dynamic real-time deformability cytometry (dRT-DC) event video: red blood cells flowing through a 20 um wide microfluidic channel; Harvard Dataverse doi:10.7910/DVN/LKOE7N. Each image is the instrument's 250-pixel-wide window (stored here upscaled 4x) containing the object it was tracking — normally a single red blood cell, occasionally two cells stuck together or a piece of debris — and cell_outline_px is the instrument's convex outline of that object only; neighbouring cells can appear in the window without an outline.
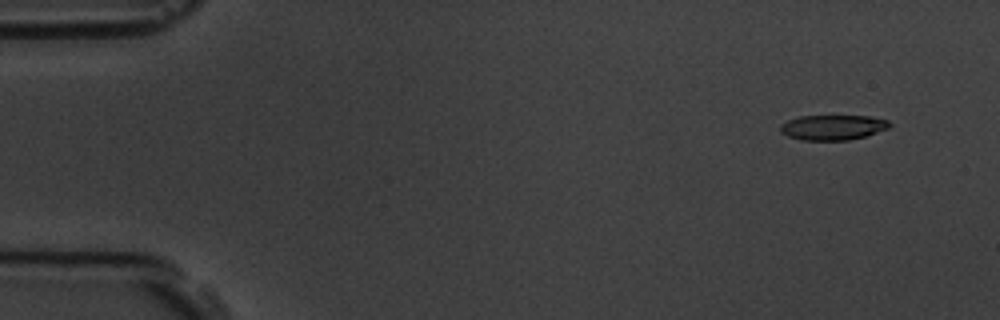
{"species": "common noctule bat (a hibernating species)", "species_latin": "Nyctalus noctula", "temperature_condition": "room temperature", "stored_images_in_passage": 18, "camera_frame_rate_fps": 3000, "um_per_image_px": 0.085, "animal": {"sex": "male", "body_mass_g": 19.5, "forearm_length_mm": 54.6}, "frame": {"image": 1, "passage_image": 5, "time_ms": 1.333, "image_size_px": [1000, 320], "cell_outline_px": [[892, 124], [888, 128], [864, 136], [848, 140], [800, 140], [788, 136], [780, 132], [780, 124], [788, 120], [800, 116], [868, 116], [888, 120]], "centroid_in_image_um": [70.76, 10.82], "position_along_channel_um": 14.2, "area_um2": 15.9}}